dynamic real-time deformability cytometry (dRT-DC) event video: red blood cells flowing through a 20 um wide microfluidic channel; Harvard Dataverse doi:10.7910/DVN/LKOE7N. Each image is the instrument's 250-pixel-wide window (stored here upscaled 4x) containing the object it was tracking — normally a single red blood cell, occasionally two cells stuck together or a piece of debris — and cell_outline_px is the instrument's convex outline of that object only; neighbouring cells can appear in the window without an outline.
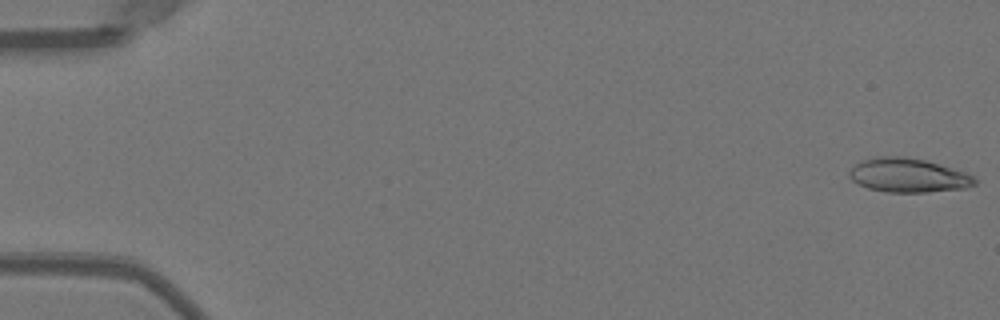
{"species": "Egyptian fruit bat (a non-hibernating species)", "species_latin": "Rousettus aegyptiacus", "temperature_condition": "warm", "stored_images_in_passage": 51, "camera_frame_rate_fps": 3000, "um_per_image_px": 0.085, "animal": {"sex": "female"}, "frame": {"image": 1, "passage_image": 1, "time_ms": 0.0, "image_size_px": [1000, 320], "cell_outline_px": [[976, 184], [968, 188], [928, 192], [888, 192], [868, 188], [852, 180], [848, 176], [848, 172], [860, 160], [872, 156], [904, 156], [924, 160], [952, 168], [964, 172], [972, 176], [976, 180]], "centroid_in_image_um": [77.17, 14.9], "position_along_channel_um": 7.8, "area_um2": 24.91}}
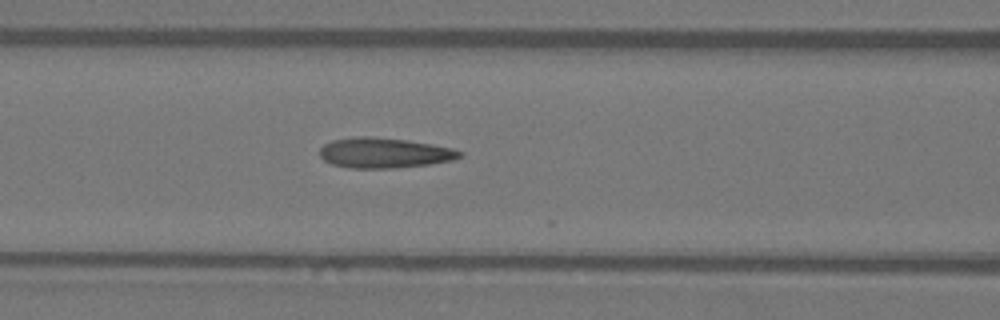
{"frame": {"image": 2, "passage_image": 22, "time_ms": 7.0, "image_size_px": [1000, 320], "cell_outline_px": [[464, 156], [452, 160], [432, 164], [396, 168], [348, 168], [332, 164], [324, 160], [320, 156], [320, 148], [324, 144], [332, 140], [356, 136], [368, 136], [408, 140], [432, 144], [452, 148], [464, 152]], "centroid_in_image_um": [32.68, 12.99], "position_along_channel_um": 133.9, "area_um2": 24.91}}
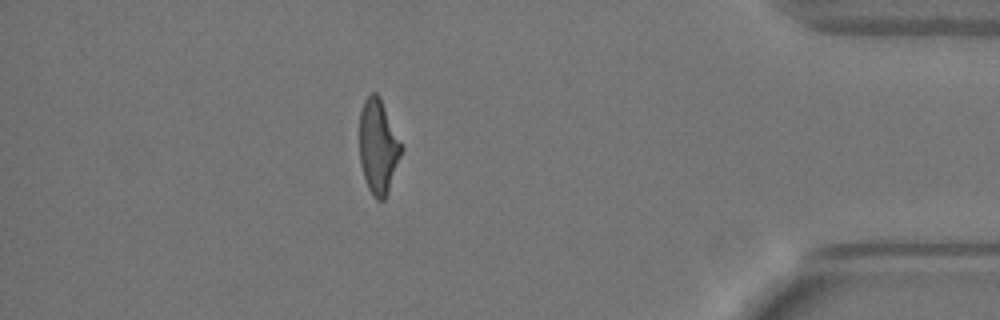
{"frame": {"image": 3, "passage_image": 45, "time_ms": 14.667, "image_size_px": [1000, 320], "cell_outline_px": [[404, 148], [388, 192], [384, 200], [376, 200], [372, 196], [368, 188], [360, 164], [360, 112], [364, 100], [372, 92], [376, 92], [380, 96]], "centroid_in_image_um": [32.16, 12.46], "position_along_channel_um": 403.0, "area_um2": 23.18}, "authors_computed_cell_mechanics": {"area_um2": 23.987, "velocity_mm_per_s": 4.0336, "shape_relaxation_time_tau1_ms": 5.8846, "shape_relaxation_time_tau2_ms": 1.697, "deformation_change_tau1": 0.2303, "deformation_change_tau2": 0.1064}}